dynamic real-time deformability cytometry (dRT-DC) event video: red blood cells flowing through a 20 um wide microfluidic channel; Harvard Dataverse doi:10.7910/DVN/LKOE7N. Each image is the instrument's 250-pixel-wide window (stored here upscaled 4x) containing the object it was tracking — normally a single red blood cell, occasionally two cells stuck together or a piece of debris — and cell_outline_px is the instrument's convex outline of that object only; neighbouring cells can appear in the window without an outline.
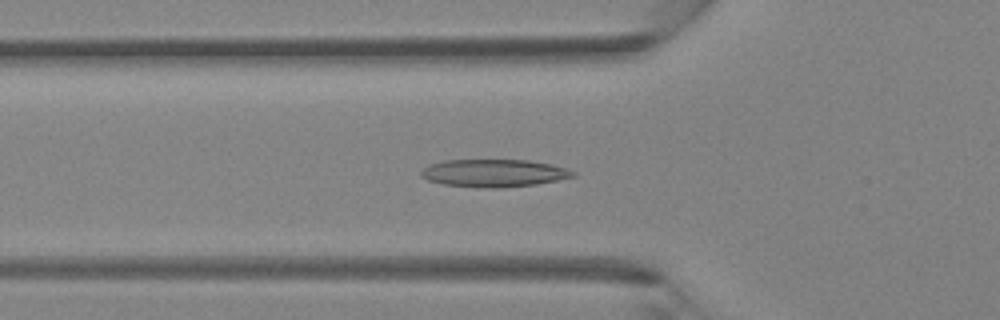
{"species": "Egyptian fruit bat (a non-hibernating species)", "species_latin": "Rousettus aegyptiacus", "temperature_condition": "room temperature", "stored_images_in_passage": 44, "camera_frame_rate_fps": 3000, "um_per_image_px": 0.085, "animal": {"sex": "female"}, "frame": {"image": 1, "passage_image": 15, "time_ms": 4.667, "image_size_px": [1000, 320], "cell_outline_px": [[576, 176], [536, 184], [496, 188], [492, 188], [444, 184], [428, 180], [420, 176], [420, 172], [428, 164], [444, 160], [528, 160], [552, 164], [568, 168], [576, 172]], "centroid_in_image_um": [41.99, 14.7], "position_along_channel_um": 83.8, "area_um2": 24.39}}
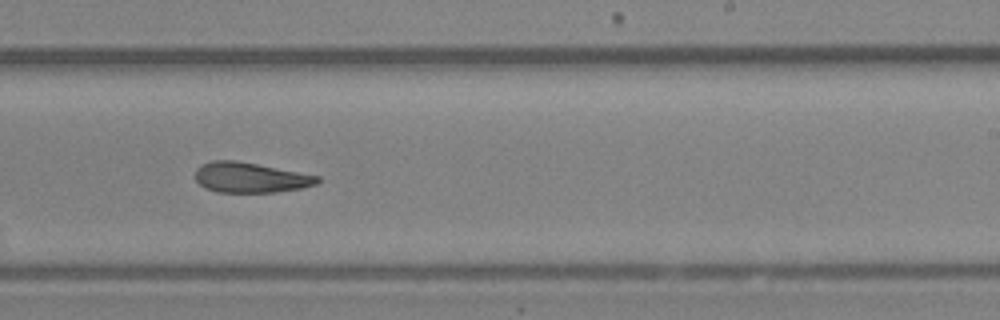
{"frame": {"image": 2, "passage_image": 27, "time_ms": 8.667, "image_size_px": [1000, 320], "cell_outline_px": [[320, 180], [316, 184], [300, 188], [276, 192], [216, 192], [204, 188], [196, 180], [196, 168], [200, 164], [212, 160], [236, 160], [320, 176]], "centroid_in_image_um": [21.24, 15.08], "position_along_channel_um": 267.8, "area_um2": 21.5}}
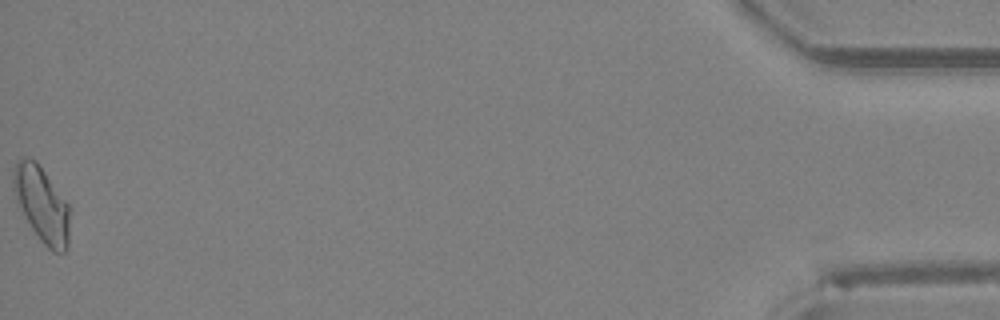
{"frame": {"image": 3, "passage_image": 44, "time_ms": 14.333, "image_size_px": [1000, 320], "cell_outline_px": [[68, 244], [64, 252], [52, 252], [40, 240], [32, 228], [16, 200], [12, 188], [12, 172], [16, 160], [20, 156], [24, 156], [36, 160], [68, 204]], "centroid_in_image_um": [3.5, 17.31], "position_along_channel_um": 431.7, "area_um2": 24.57}}